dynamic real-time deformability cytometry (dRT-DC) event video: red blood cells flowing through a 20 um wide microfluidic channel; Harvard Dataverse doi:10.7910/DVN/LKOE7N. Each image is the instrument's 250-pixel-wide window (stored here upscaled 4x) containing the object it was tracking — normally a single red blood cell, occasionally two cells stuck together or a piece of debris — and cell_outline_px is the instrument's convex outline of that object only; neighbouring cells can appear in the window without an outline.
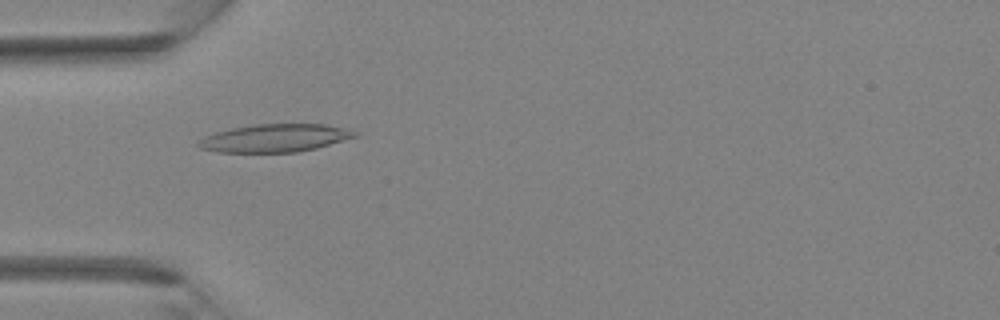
{"species": "Egyptian fruit bat (a non-hibernating species)", "species_latin": "Rousettus aegyptiacus", "temperature_condition": "room temperature", "stored_images_in_passage": 40, "camera_frame_rate_fps": 3000, "um_per_image_px": 0.085, "animal": {"sex": "female"}, "frame": {"image": 1, "passage_image": 12, "time_ms": 3.667, "image_size_px": [1000, 320], "cell_outline_px": [[360, 136], [316, 148], [296, 152], [216, 152], [200, 148], [196, 144], [204, 136], [216, 132], [232, 128], [256, 124], [324, 124], [344, 128], [360, 132]], "centroid_in_image_um": [23.4, 11.73], "position_along_channel_um": 61.6, "area_um2": 25.49}}
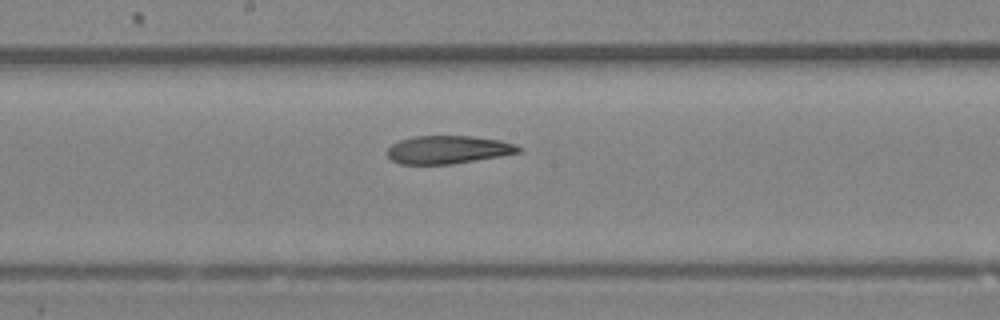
{"frame": {"image": 2, "passage_image": 21, "time_ms": 6.667, "image_size_px": [1000, 320], "cell_outline_px": [[520, 152], [500, 156], [452, 164], [400, 164], [392, 160], [388, 156], [388, 148], [392, 144], [400, 140], [412, 136], [472, 136], [500, 140], [516, 144], [520, 148]], "centroid_in_image_um": [38.08, 12.72], "position_along_channel_um": 210.1, "area_um2": 21.39}}
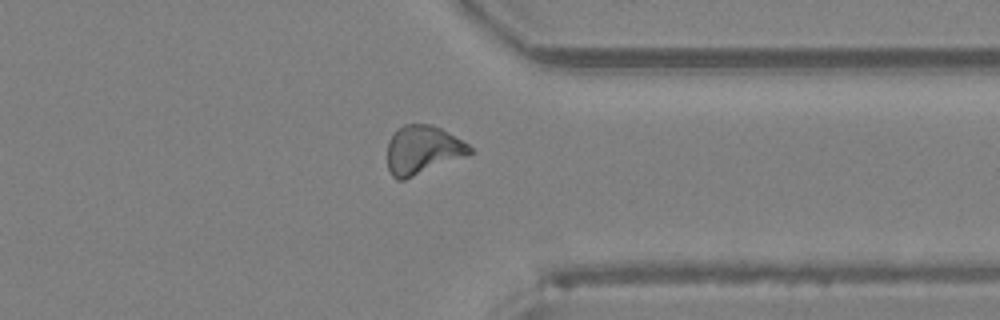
{"frame": {"image": 3, "passage_image": 31, "time_ms": 10.0, "image_size_px": [1000, 320], "cell_outline_px": [[472, 152], [468, 156], [404, 180], [396, 180], [392, 176], [388, 168], [388, 140], [404, 124], [428, 124], [440, 128], [468, 144], [472, 148]], "centroid_in_image_um": [35.93, 12.77], "position_along_channel_um": 375.5, "area_um2": 23.24}}